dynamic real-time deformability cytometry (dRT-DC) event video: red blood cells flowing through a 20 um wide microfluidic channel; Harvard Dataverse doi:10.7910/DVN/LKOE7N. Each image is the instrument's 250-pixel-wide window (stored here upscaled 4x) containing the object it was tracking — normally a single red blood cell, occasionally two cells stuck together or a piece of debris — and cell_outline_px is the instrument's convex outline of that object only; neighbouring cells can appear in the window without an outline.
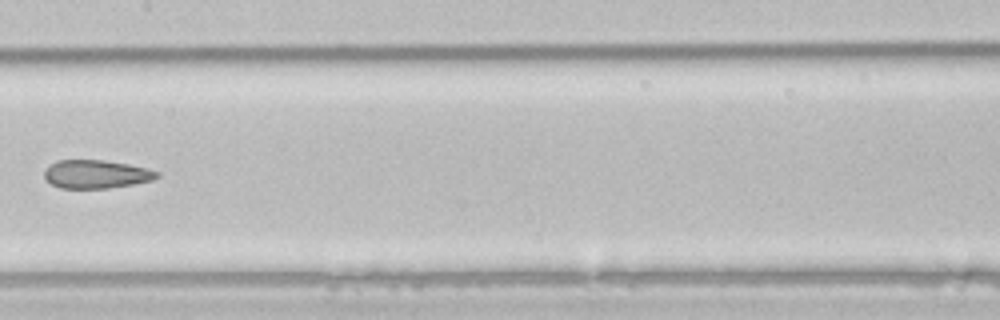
{"species": "common noctule bat (a hibernating species)", "species_latin": "Nyctalus noctula", "temperature_condition": "room temperature", "stored_images_in_passage": 9, "segment_of_instrument_passage": [1, 2], "camera_frame_rate_fps": 3000, "um_per_image_px": 0.085, "animal": {"sex": "male", "body_mass_g": 21.5, "forearm_length_mm": 52.0}, "frame": {"image": 1, "passage_image": 7, "time_ms": 2.0, "image_size_px": [1000, 320], "cell_outline_px": [[160, 176], [152, 180], [132, 184], [108, 188], [60, 188], [52, 184], [44, 176], [44, 172], [56, 160], [104, 160], [128, 164], [148, 168], [160, 172]], "centroid_in_image_um": [8.21, 14.8], "position_along_channel_um": 199.2, "area_um2": 18.5}}
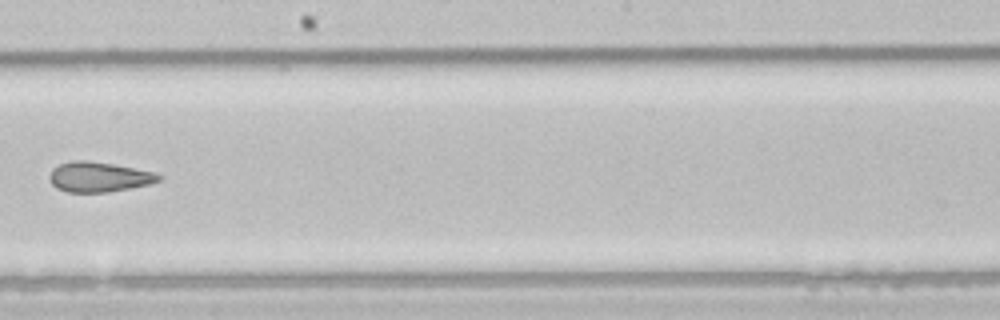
{"frame": {"image": 2, "passage_image": 8, "time_ms": 2.333, "image_size_px": [1000, 320], "cell_outline_px": [[164, 176], [160, 180], [148, 184], [108, 192], [68, 192], [56, 188], [52, 184], [48, 176], [52, 168], [60, 164], [72, 160], [84, 160], [112, 164], [152, 172]], "centroid_in_image_um": [8.35, 15.04], "position_along_channel_um": 239.9, "area_um2": 18.9}}